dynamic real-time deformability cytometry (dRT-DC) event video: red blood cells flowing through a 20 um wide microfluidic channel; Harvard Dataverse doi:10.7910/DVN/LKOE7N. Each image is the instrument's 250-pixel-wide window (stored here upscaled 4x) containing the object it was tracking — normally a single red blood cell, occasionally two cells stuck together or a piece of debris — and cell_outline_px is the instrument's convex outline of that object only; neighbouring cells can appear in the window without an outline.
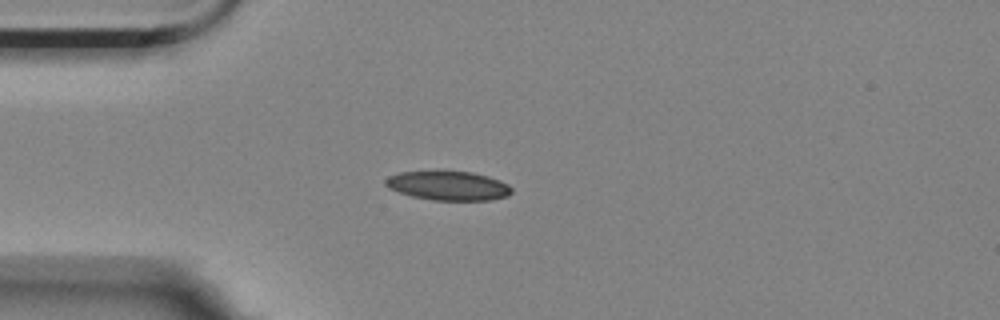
{"species": "Egyptian fruit bat (a non-hibernating species)", "species_latin": "Rousettus aegyptiacus", "temperature_condition": "room temperature", "stored_images_in_passage": 10, "camera_frame_rate_fps": 3000, "um_per_image_px": 0.085, "animal": {"sex": "female"}, "frame": {"image": 1, "passage_image": 1, "time_ms": 0.0, "image_size_px": [1000, 320], "cell_outline_px": [[512, 192], [508, 196], [488, 200], [432, 200], [412, 196], [388, 188], [384, 184], [384, 180], [388, 176], [400, 172], [436, 168], [440, 168], [472, 172], [488, 176], [500, 180], [508, 184], [512, 188]], "centroid_in_image_um": [38.06, 15.73], "position_along_channel_um": 46.9, "area_um2": 22.37}}
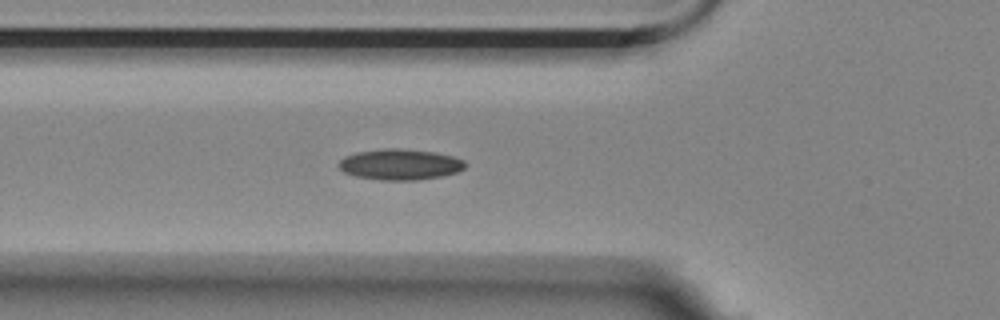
{"frame": {"image": 2, "passage_image": 6, "time_ms": 1.667, "image_size_px": [1000, 320], "cell_outline_px": [[464, 168], [456, 172], [440, 176], [416, 180], [380, 180], [356, 176], [344, 172], [336, 164], [344, 156], [356, 152], [384, 148], [400, 148], [436, 152], [452, 156], [464, 160]], "centroid_in_image_um": [33.96, 13.96], "position_along_channel_um": 91.8, "area_um2": 22.72}}
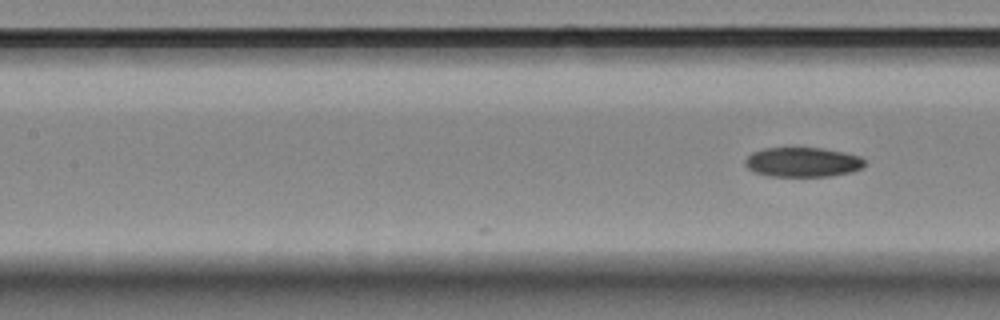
{"frame": {"image": 3, "passage_image": 10, "time_ms": 3.0, "image_size_px": [1000, 320], "cell_outline_px": [[868, 164], [852, 172], [832, 176], [772, 176], [752, 172], [744, 164], [744, 160], [752, 152], [764, 148], [792, 144], [824, 148], [844, 152], [860, 156]], "centroid_in_image_um": [68.2, 13.73], "position_along_channel_um": 139.2, "area_um2": 21.68}}